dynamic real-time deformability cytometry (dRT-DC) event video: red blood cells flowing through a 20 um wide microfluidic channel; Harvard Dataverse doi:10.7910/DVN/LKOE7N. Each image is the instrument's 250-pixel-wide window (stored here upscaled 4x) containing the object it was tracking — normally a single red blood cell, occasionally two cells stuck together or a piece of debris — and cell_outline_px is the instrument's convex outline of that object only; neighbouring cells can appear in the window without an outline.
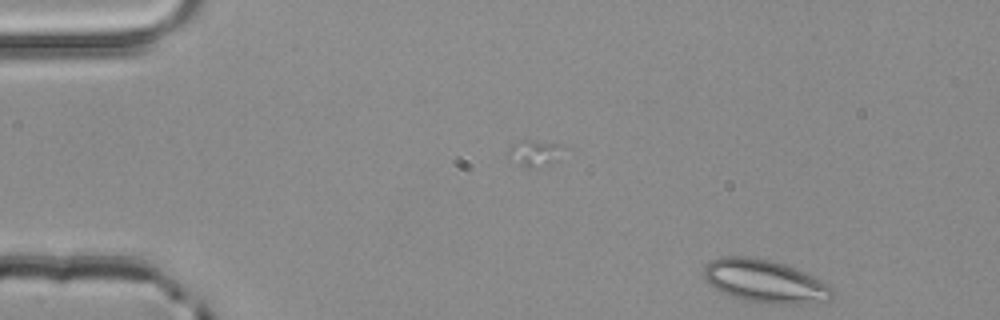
{"species": "common noctule bat (a hibernating species)", "species_latin": "Nyctalus noctula", "temperature_condition": "room temperature", "stored_images_in_passage": 5, "camera_frame_rate_fps": 3000, "um_per_image_px": 0.085, "animal": {"sex": "male", "body_mass_g": 20.4}, "frame": {"image": 1, "passage_image": 5, "time_ms": 1.333, "image_size_px": [1000, 320], "cell_outline_px": [[836, 288], [832, 300], [804, 304], [772, 304], [744, 300], [732, 296], [708, 284], [704, 280], [704, 268], [712, 260], [724, 256], [752, 256], [784, 264], [804, 272]], "centroid_in_image_um": [65.07, 23.92], "position_along_channel_um": 19.9, "area_um2": 32.25}}